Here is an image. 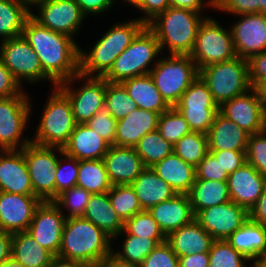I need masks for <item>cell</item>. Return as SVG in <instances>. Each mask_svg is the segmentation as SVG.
Returning a JSON list of instances; mask_svg holds the SVG:
<instances>
[{"instance_id": "66", "label": "cell", "mask_w": 266, "mask_h": 267, "mask_svg": "<svg viewBox=\"0 0 266 267\" xmlns=\"http://www.w3.org/2000/svg\"><path fill=\"white\" fill-rule=\"evenodd\" d=\"M77 267H103L102 260L90 262H77Z\"/></svg>"}, {"instance_id": "15", "label": "cell", "mask_w": 266, "mask_h": 267, "mask_svg": "<svg viewBox=\"0 0 266 267\" xmlns=\"http://www.w3.org/2000/svg\"><path fill=\"white\" fill-rule=\"evenodd\" d=\"M251 95L246 93L224 102L219 112L236 123L249 135L266 129V109L254 88Z\"/></svg>"}, {"instance_id": "23", "label": "cell", "mask_w": 266, "mask_h": 267, "mask_svg": "<svg viewBox=\"0 0 266 267\" xmlns=\"http://www.w3.org/2000/svg\"><path fill=\"white\" fill-rule=\"evenodd\" d=\"M5 153L6 157L0 155V192L35 195L23 150Z\"/></svg>"}, {"instance_id": "65", "label": "cell", "mask_w": 266, "mask_h": 267, "mask_svg": "<svg viewBox=\"0 0 266 267\" xmlns=\"http://www.w3.org/2000/svg\"><path fill=\"white\" fill-rule=\"evenodd\" d=\"M0 267H24V266L19 262H17L13 257H11L6 261L0 263Z\"/></svg>"}, {"instance_id": "17", "label": "cell", "mask_w": 266, "mask_h": 267, "mask_svg": "<svg viewBox=\"0 0 266 267\" xmlns=\"http://www.w3.org/2000/svg\"><path fill=\"white\" fill-rule=\"evenodd\" d=\"M41 202L36 195L0 192V230L11 234L27 231Z\"/></svg>"}, {"instance_id": "50", "label": "cell", "mask_w": 266, "mask_h": 267, "mask_svg": "<svg viewBox=\"0 0 266 267\" xmlns=\"http://www.w3.org/2000/svg\"><path fill=\"white\" fill-rule=\"evenodd\" d=\"M208 3L213 7L239 15L263 14V0H211Z\"/></svg>"}, {"instance_id": "53", "label": "cell", "mask_w": 266, "mask_h": 267, "mask_svg": "<svg viewBox=\"0 0 266 267\" xmlns=\"http://www.w3.org/2000/svg\"><path fill=\"white\" fill-rule=\"evenodd\" d=\"M229 175L246 163V151H209Z\"/></svg>"}, {"instance_id": "52", "label": "cell", "mask_w": 266, "mask_h": 267, "mask_svg": "<svg viewBox=\"0 0 266 267\" xmlns=\"http://www.w3.org/2000/svg\"><path fill=\"white\" fill-rule=\"evenodd\" d=\"M69 161H72L70 168H62L61 161L58 160L56 165L55 178V198L63 191L68 190L77 184V177L79 171V161L76 158L66 156Z\"/></svg>"}, {"instance_id": "63", "label": "cell", "mask_w": 266, "mask_h": 267, "mask_svg": "<svg viewBox=\"0 0 266 267\" xmlns=\"http://www.w3.org/2000/svg\"><path fill=\"white\" fill-rule=\"evenodd\" d=\"M48 267H77V261L66 260L55 256Z\"/></svg>"}, {"instance_id": "41", "label": "cell", "mask_w": 266, "mask_h": 267, "mask_svg": "<svg viewBox=\"0 0 266 267\" xmlns=\"http://www.w3.org/2000/svg\"><path fill=\"white\" fill-rule=\"evenodd\" d=\"M127 234L128 237L123 244V254L116 253L114 255L121 260L136 265H141L158 244L166 241V238H143L130 235L128 232Z\"/></svg>"}, {"instance_id": "44", "label": "cell", "mask_w": 266, "mask_h": 267, "mask_svg": "<svg viewBox=\"0 0 266 267\" xmlns=\"http://www.w3.org/2000/svg\"><path fill=\"white\" fill-rule=\"evenodd\" d=\"M123 231L143 238H166L148 210H143L124 222Z\"/></svg>"}, {"instance_id": "67", "label": "cell", "mask_w": 266, "mask_h": 267, "mask_svg": "<svg viewBox=\"0 0 266 267\" xmlns=\"http://www.w3.org/2000/svg\"><path fill=\"white\" fill-rule=\"evenodd\" d=\"M19 4L27 7L26 4H41L42 2H44L45 0H16Z\"/></svg>"}, {"instance_id": "19", "label": "cell", "mask_w": 266, "mask_h": 267, "mask_svg": "<svg viewBox=\"0 0 266 267\" xmlns=\"http://www.w3.org/2000/svg\"><path fill=\"white\" fill-rule=\"evenodd\" d=\"M243 16L231 32L236 55L248 60L266 50V15L250 13Z\"/></svg>"}, {"instance_id": "64", "label": "cell", "mask_w": 266, "mask_h": 267, "mask_svg": "<svg viewBox=\"0 0 266 267\" xmlns=\"http://www.w3.org/2000/svg\"><path fill=\"white\" fill-rule=\"evenodd\" d=\"M254 89L266 109V79L261 81Z\"/></svg>"}, {"instance_id": "34", "label": "cell", "mask_w": 266, "mask_h": 267, "mask_svg": "<svg viewBox=\"0 0 266 267\" xmlns=\"http://www.w3.org/2000/svg\"><path fill=\"white\" fill-rule=\"evenodd\" d=\"M12 257L24 267H48L55 256L22 231L12 234Z\"/></svg>"}, {"instance_id": "40", "label": "cell", "mask_w": 266, "mask_h": 267, "mask_svg": "<svg viewBox=\"0 0 266 267\" xmlns=\"http://www.w3.org/2000/svg\"><path fill=\"white\" fill-rule=\"evenodd\" d=\"M108 197L112 208L124 222L143 211L135 189L131 185H112Z\"/></svg>"}, {"instance_id": "59", "label": "cell", "mask_w": 266, "mask_h": 267, "mask_svg": "<svg viewBox=\"0 0 266 267\" xmlns=\"http://www.w3.org/2000/svg\"><path fill=\"white\" fill-rule=\"evenodd\" d=\"M179 267H209V254L199 253L193 255L181 256Z\"/></svg>"}, {"instance_id": "26", "label": "cell", "mask_w": 266, "mask_h": 267, "mask_svg": "<svg viewBox=\"0 0 266 267\" xmlns=\"http://www.w3.org/2000/svg\"><path fill=\"white\" fill-rule=\"evenodd\" d=\"M159 117V113L137 108L117 120L115 145L135 147L147 133L157 130Z\"/></svg>"}, {"instance_id": "42", "label": "cell", "mask_w": 266, "mask_h": 267, "mask_svg": "<svg viewBox=\"0 0 266 267\" xmlns=\"http://www.w3.org/2000/svg\"><path fill=\"white\" fill-rule=\"evenodd\" d=\"M105 107L116 119L120 120L138 108L121 83L106 81Z\"/></svg>"}, {"instance_id": "31", "label": "cell", "mask_w": 266, "mask_h": 267, "mask_svg": "<svg viewBox=\"0 0 266 267\" xmlns=\"http://www.w3.org/2000/svg\"><path fill=\"white\" fill-rule=\"evenodd\" d=\"M131 186L135 189L142 210H149L156 204L169 200L177 194L150 167H146Z\"/></svg>"}, {"instance_id": "9", "label": "cell", "mask_w": 266, "mask_h": 267, "mask_svg": "<svg viewBox=\"0 0 266 267\" xmlns=\"http://www.w3.org/2000/svg\"><path fill=\"white\" fill-rule=\"evenodd\" d=\"M189 56L199 70L214 63L232 60L237 56L232 32L225 31L215 20H203Z\"/></svg>"}, {"instance_id": "16", "label": "cell", "mask_w": 266, "mask_h": 267, "mask_svg": "<svg viewBox=\"0 0 266 267\" xmlns=\"http://www.w3.org/2000/svg\"><path fill=\"white\" fill-rule=\"evenodd\" d=\"M27 97L21 92L16 96L0 98V147L17 150L23 129L29 116Z\"/></svg>"}, {"instance_id": "51", "label": "cell", "mask_w": 266, "mask_h": 267, "mask_svg": "<svg viewBox=\"0 0 266 267\" xmlns=\"http://www.w3.org/2000/svg\"><path fill=\"white\" fill-rule=\"evenodd\" d=\"M228 176L211 152L196 166V179L227 182Z\"/></svg>"}, {"instance_id": "25", "label": "cell", "mask_w": 266, "mask_h": 267, "mask_svg": "<svg viewBox=\"0 0 266 267\" xmlns=\"http://www.w3.org/2000/svg\"><path fill=\"white\" fill-rule=\"evenodd\" d=\"M109 146L84 123L76 125L67 144L63 148L58 147V150L62 155L76 158L78 161L98 160L104 158Z\"/></svg>"}, {"instance_id": "2", "label": "cell", "mask_w": 266, "mask_h": 267, "mask_svg": "<svg viewBox=\"0 0 266 267\" xmlns=\"http://www.w3.org/2000/svg\"><path fill=\"white\" fill-rule=\"evenodd\" d=\"M111 237L88 219L67 217L57 257L77 262L103 260L111 253Z\"/></svg>"}, {"instance_id": "38", "label": "cell", "mask_w": 266, "mask_h": 267, "mask_svg": "<svg viewBox=\"0 0 266 267\" xmlns=\"http://www.w3.org/2000/svg\"><path fill=\"white\" fill-rule=\"evenodd\" d=\"M134 149L142 159L145 167H152L166 156L172 154L174 146L161 137L158 130H155L141 138Z\"/></svg>"}, {"instance_id": "45", "label": "cell", "mask_w": 266, "mask_h": 267, "mask_svg": "<svg viewBox=\"0 0 266 267\" xmlns=\"http://www.w3.org/2000/svg\"><path fill=\"white\" fill-rule=\"evenodd\" d=\"M208 254L209 267H244L248 260L226 240H214Z\"/></svg>"}, {"instance_id": "46", "label": "cell", "mask_w": 266, "mask_h": 267, "mask_svg": "<svg viewBox=\"0 0 266 267\" xmlns=\"http://www.w3.org/2000/svg\"><path fill=\"white\" fill-rule=\"evenodd\" d=\"M92 193L87 190L74 186L59 194L53 202L55 204L69 207L71 210L68 217H81L85 214L87 204Z\"/></svg>"}, {"instance_id": "12", "label": "cell", "mask_w": 266, "mask_h": 267, "mask_svg": "<svg viewBox=\"0 0 266 267\" xmlns=\"http://www.w3.org/2000/svg\"><path fill=\"white\" fill-rule=\"evenodd\" d=\"M0 60L18 82L21 77L34 82L46 77L50 79L43 72L39 57L22 35L3 40Z\"/></svg>"}, {"instance_id": "69", "label": "cell", "mask_w": 266, "mask_h": 267, "mask_svg": "<svg viewBox=\"0 0 266 267\" xmlns=\"http://www.w3.org/2000/svg\"><path fill=\"white\" fill-rule=\"evenodd\" d=\"M255 267H266V255L262 257L261 261Z\"/></svg>"}, {"instance_id": "43", "label": "cell", "mask_w": 266, "mask_h": 267, "mask_svg": "<svg viewBox=\"0 0 266 267\" xmlns=\"http://www.w3.org/2000/svg\"><path fill=\"white\" fill-rule=\"evenodd\" d=\"M157 130L161 137L173 146L184 135L191 132L188 122L175 107H170L160 115Z\"/></svg>"}, {"instance_id": "27", "label": "cell", "mask_w": 266, "mask_h": 267, "mask_svg": "<svg viewBox=\"0 0 266 267\" xmlns=\"http://www.w3.org/2000/svg\"><path fill=\"white\" fill-rule=\"evenodd\" d=\"M214 238L194 219L191 223L172 231L166 242L179 257L209 253Z\"/></svg>"}, {"instance_id": "7", "label": "cell", "mask_w": 266, "mask_h": 267, "mask_svg": "<svg viewBox=\"0 0 266 267\" xmlns=\"http://www.w3.org/2000/svg\"><path fill=\"white\" fill-rule=\"evenodd\" d=\"M189 55H171L157 62L150 71L156 88L170 107H174L191 83L199 76V69Z\"/></svg>"}, {"instance_id": "61", "label": "cell", "mask_w": 266, "mask_h": 267, "mask_svg": "<svg viewBox=\"0 0 266 267\" xmlns=\"http://www.w3.org/2000/svg\"><path fill=\"white\" fill-rule=\"evenodd\" d=\"M169 5L198 12L202 8V0H169Z\"/></svg>"}, {"instance_id": "5", "label": "cell", "mask_w": 266, "mask_h": 267, "mask_svg": "<svg viewBox=\"0 0 266 267\" xmlns=\"http://www.w3.org/2000/svg\"><path fill=\"white\" fill-rule=\"evenodd\" d=\"M199 76L207 84L213 100L219 107L224 102L251 89L247 60L238 56L229 61L214 63L201 68Z\"/></svg>"}, {"instance_id": "14", "label": "cell", "mask_w": 266, "mask_h": 267, "mask_svg": "<svg viewBox=\"0 0 266 267\" xmlns=\"http://www.w3.org/2000/svg\"><path fill=\"white\" fill-rule=\"evenodd\" d=\"M53 201H42L36 208L28 232L42 247L58 256L66 218Z\"/></svg>"}, {"instance_id": "47", "label": "cell", "mask_w": 266, "mask_h": 267, "mask_svg": "<svg viewBox=\"0 0 266 267\" xmlns=\"http://www.w3.org/2000/svg\"><path fill=\"white\" fill-rule=\"evenodd\" d=\"M266 129L249 135L246 162L250 163L266 179Z\"/></svg>"}, {"instance_id": "13", "label": "cell", "mask_w": 266, "mask_h": 267, "mask_svg": "<svg viewBox=\"0 0 266 267\" xmlns=\"http://www.w3.org/2000/svg\"><path fill=\"white\" fill-rule=\"evenodd\" d=\"M248 218L249 212L231 200L203 209L195 215V220L214 240H226Z\"/></svg>"}, {"instance_id": "4", "label": "cell", "mask_w": 266, "mask_h": 267, "mask_svg": "<svg viewBox=\"0 0 266 267\" xmlns=\"http://www.w3.org/2000/svg\"><path fill=\"white\" fill-rule=\"evenodd\" d=\"M146 26L140 20L116 25L95 44L87 55L80 50L79 78L98 72L96 77H103L112 67L115 59L132 43L137 34Z\"/></svg>"}, {"instance_id": "1", "label": "cell", "mask_w": 266, "mask_h": 267, "mask_svg": "<svg viewBox=\"0 0 266 267\" xmlns=\"http://www.w3.org/2000/svg\"><path fill=\"white\" fill-rule=\"evenodd\" d=\"M22 36L39 57L43 72L56 86L79 77L80 49L72 37L41 26L32 16L26 21Z\"/></svg>"}, {"instance_id": "56", "label": "cell", "mask_w": 266, "mask_h": 267, "mask_svg": "<svg viewBox=\"0 0 266 267\" xmlns=\"http://www.w3.org/2000/svg\"><path fill=\"white\" fill-rule=\"evenodd\" d=\"M170 7L169 0H141L140 10L145 11L149 16L148 18H143V21L147 24L159 13L164 12Z\"/></svg>"}, {"instance_id": "35", "label": "cell", "mask_w": 266, "mask_h": 267, "mask_svg": "<svg viewBox=\"0 0 266 267\" xmlns=\"http://www.w3.org/2000/svg\"><path fill=\"white\" fill-rule=\"evenodd\" d=\"M194 215L199 211L230 201L228 182L196 179L188 193Z\"/></svg>"}, {"instance_id": "22", "label": "cell", "mask_w": 266, "mask_h": 267, "mask_svg": "<svg viewBox=\"0 0 266 267\" xmlns=\"http://www.w3.org/2000/svg\"><path fill=\"white\" fill-rule=\"evenodd\" d=\"M227 182L231 201L249 212L261 196L266 179L246 162L229 174Z\"/></svg>"}, {"instance_id": "20", "label": "cell", "mask_w": 266, "mask_h": 267, "mask_svg": "<svg viewBox=\"0 0 266 267\" xmlns=\"http://www.w3.org/2000/svg\"><path fill=\"white\" fill-rule=\"evenodd\" d=\"M78 92H72L67 82L57 85L69 98L72 113L77 124H84L100 109L105 107L106 80L92 77Z\"/></svg>"}, {"instance_id": "39", "label": "cell", "mask_w": 266, "mask_h": 267, "mask_svg": "<svg viewBox=\"0 0 266 267\" xmlns=\"http://www.w3.org/2000/svg\"><path fill=\"white\" fill-rule=\"evenodd\" d=\"M173 152L196 167L209 152L207 134L191 131L174 144Z\"/></svg>"}, {"instance_id": "10", "label": "cell", "mask_w": 266, "mask_h": 267, "mask_svg": "<svg viewBox=\"0 0 266 267\" xmlns=\"http://www.w3.org/2000/svg\"><path fill=\"white\" fill-rule=\"evenodd\" d=\"M31 178L34 194L42 201L55 199V178L58 159L50 146H42L24 140L20 146ZM52 148V149H51Z\"/></svg>"}, {"instance_id": "36", "label": "cell", "mask_w": 266, "mask_h": 267, "mask_svg": "<svg viewBox=\"0 0 266 267\" xmlns=\"http://www.w3.org/2000/svg\"><path fill=\"white\" fill-rule=\"evenodd\" d=\"M76 186L92 194L109 192L112 187L103 159L80 160Z\"/></svg>"}, {"instance_id": "3", "label": "cell", "mask_w": 266, "mask_h": 267, "mask_svg": "<svg viewBox=\"0 0 266 267\" xmlns=\"http://www.w3.org/2000/svg\"><path fill=\"white\" fill-rule=\"evenodd\" d=\"M202 21L196 11L170 6L146 26L156 36L161 49L167 44L171 55H189Z\"/></svg>"}, {"instance_id": "30", "label": "cell", "mask_w": 266, "mask_h": 267, "mask_svg": "<svg viewBox=\"0 0 266 267\" xmlns=\"http://www.w3.org/2000/svg\"><path fill=\"white\" fill-rule=\"evenodd\" d=\"M150 168L177 194H188L196 180V167L183 161L174 152Z\"/></svg>"}, {"instance_id": "21", "label": "cell", "mask_w": 266, "mask_h": 267, "mask_svg": "<svg viewBox=\"0 0 266 267\" xmlns=\"http://www.w3.org/2000/svg\"><path fill=\"white\" fill-rule=\"evenodd\" d=\"M103 162L112 185H131L146 168L134 147L109 146Z\"/></svg>"}, {"instance_id": "55", "label": "cell", "mask_w": 266, "mask_h": 267, "mask_svg": "<svg viewBox=\"0 0 266 267\" xmlns=\"http://www.w3.org/2000/svg\"><path fill=\"white\" fill-rule=\"evenodd\" d=\"M19 82L10 70L0 60V98H7L21 94Z\"/></svg>"}, {"instance_id": "11", "label": "cell", "mask_w": 266, "mask_h": 267, "mask_svg": "<svg viewBox=\"0 0 266 267\" xmlns=\"http://www.w3.org/2000/svg\"><path fill=\"white\" fill-rule=\"evenodd\" d=\"M188 122L193 132L207 134L219 106L213 100L207 84L198 76L174 106Z\"/></svg>"}, {"instance_id": "18", "label": "cell", "mask_w": 266, "mask_h": 267, "mask_svg": "<svg viewBox=\"0 0 266 267\" xmlns=\"http://www.w3.org/2000/svg\"><path fill=\"white\" fill-rule=\"evenodd\" d=\"M40 16L31 14L41 26L69 37L85 17L75 0H45L40 4Z\"/></svg>"}, {"instance_id": "54", "label": "cell", "mask_w": 266, "mask_h": 267, "mask_svg": "<svg viewBox=\"0 0 266 267\" xmlns=\"http://www.w3.org/2000/svg\"><path fill=\"white\" fill-rule=\"evenodd\" d=\"M248 79L251 88H255L266 79V50L251 56L248 60Z\"/></svg>"}, {"instance_id": "58", "label": "cell", "mask_w": 266, "mask_h": 267, "mask_svg": "<svg viewBox=\"0 0 266 267\" xmlns=\"http://www.w3.org/2000/svg\"><path fill=\"white\" fill-rule=\"evenodd\" d=\"M81 11L86 13H100L111 6L113 0H75Z\"/></svg>"}, {"instance_id": "62", "label": "cell", "mask_w": 266, "mask_h": 267, "mask_svg": "<svg viewBox=\"0 0 266 267\" xmlns=\"http://www.w3.org/2000/svg\"><path fill=\"white\" fill-rule=\"evenodd\" d=\"M103 267H141L140 265L131 264L127 261L119 259L113 253L107 255L103 260Z\"/></svg>"}, {"instance_id": "28", "label": "cell", "mask_w": 266, "mask_h": 267, "mask_svg": "<svg viewBox=\"0 0 266 267\" xmlns=\"http://www.w3.org/2000/svg\"><path fill=\"white\" fill-rule=\"evenodd\" d=\"M207 138L209 151H246L249 134L218 111Z\"/></svg>"}, {"instance_id": "32", "label": "cell", "mask_w": 266, "mask_h": 267, "mask_svg": "<svg viewBox=\"0 0 266 267\" xmlns=\"http://www.w3.org/2000/svg\"><path fill=\"white\" fill-rule=\"evenodd\" d=\"M83 217L99 227L111 238L122 233L124 229V221L112 208L108 192L92 194Z\"/></svg>"}, {"instance_id": "6", "label": "cell", "mask_w": 266, "mask_h": 267, "mask_svg": "<svg viewBox=\"0 0 266 267\" xmlns=\"http://www.w3.org/2000/svg\"><path fill=\"white\" fill-rule=\"evenodd\" d=\"M159 51L161 47L156 36L145 26L115 59L103 78L111 83H121L129 78L147 75L151 70L146 67Z\"/></svg>"}, {"instance_id": "68", "label": "cell", "mask_w": 266, "mask_h": 267, "mask_svg": "<svg viewBox=\"0 0 266 267\" xmlns=\"http://www.w3.org/2000/svg\"><path fill=\"white\" fill-rule=\"evenodd\" d=\"M128 3H131L132 5L136 6L137 8H140L141 6V0H126Z\"/></svg>"}, {"instance_id": "24", "label": "cell", "mask_w": 266, "mask_h": 267, "mask_svg": "<svg viewBox=\"0 0 266 267\" xmlns=\"http://www.w3.org/2000/svg\"><path fill=\"white\" fill-rule=\"evenodd\" d=\"M148 211L166 236L195 219L188 194H176Z\"/></svg>"}, {"instance_id": "60", "label": "cell", "mask_w": 266, "mask_h": 267, "mask_svg": "<svg viewBox=\"0 0 266 267\" xmlns=\"http://www.w3.org/2000/svg\"><path fill=\"white\" fill-rule=\"evenodd\" d=\"M12 257V234L0 230V263Z\"/></svg>"}, {"instance_id": "70", "label": "cell", "mask_w": 266, "mask_h": 267, "mask_svg": "<svg viewBox=\"0 0 266 267\" xmlns=\"http://www.w3.org/2000/svg\"><path fill=\"white\" fill-rule=\"evenodd\" d=\"M263 14L266 15V0H263Z\"/></svg>"}, {"instance_id": "57", "label": "cell", "mask_w": 266, "mask_h": 267, "mask_svg": "<svg viewBox=\"0 0 266 267\" xmlns=\"http://www.w3.org/2000/svg\"><path fill=\"white\" fill-rule=\"evenodd\" d=\"M249 218L259 224L266 225V183L258 201L249 211Z\"/></svg>"}, {"instance_id": "48", "label": "cell", "mask_w": 266, "mask_h": 267, "mask_svg": "<svg viewBox=\"0 0 266 267\" xmlns=\"http://www.w3.org/2000/svg\"><path fill=\"white\" fill-rule=\"evenodd\" d=\"M85 124L101 136L110 146L115 145L117 120L106 107L100 109Z\"/></svg>"}, {"instance_id": "37", "label": "cell", "mask_w": 266, "mask_h": 267, "mask_svg": "<svg viewBox=\"0 0 266 267\" xmlns=\"http://www.w3.org/2000/svg\"><path fill=\"white\" fill-rule=\"evenodd\" d=\"M29 10L16 0H0V35L5 40L22 35L25 23L32 14Z\"/></svg>"}, {"instance_id": "49", "label": "cell", "mask_w": 266, "mask_h": 267, "mask_svg": "<svg viewBox=\"0 0 266 267\" xmlns=\"http://www.w3.org/2000/svg\"><path fill=\"white\" fill-rule=\"evenodd\" d=\"M141 267H179V259L171 246L165 241L144 259Z\"/></svg>"}, {"instance_id": "8", "label": "cell", "mask_w": 266, "mask_h": 267, "mask_svg": "<svg viewBox=\"0 0 266 267\" xmlns=\"http://www.w3.org/2000/svg\"><path fill=\"white\" fill-rule=\"evenodd\" d=\"M46 105L36 139L31 142L56 148H63L77 123L74 119L68 96L58 87Z\"/></svg>"}, {"instance_id": "29", "label": "cell", "mask_w": 266, "mask_h": 267, "mask_svg": "<svg viewBox=\"0 0 266 267\" xmlns=\"http://www.w3.org/2000/svg\"><path fill=\"white\" fill-rule=\"evenodd\" d=\"M226 241L246 259H256L254 267L266 255V225L248 218Z\"/></svg>"}, {"instance_id": "33", "label": "cell", "mask_w": 266, "mask_h": 267, "mask_svg": "<svg viewBox=\"0 0 266 267\" xmlns=\"http://www.w3.org/2000/svg\"><path fill=\"white\" fill-rule=\"evenodd\" d=\"M121 84L135 101L138 108L156 112L160 115L170 108L149 74L126 79Z\"/></svg>"}]
</instances>
